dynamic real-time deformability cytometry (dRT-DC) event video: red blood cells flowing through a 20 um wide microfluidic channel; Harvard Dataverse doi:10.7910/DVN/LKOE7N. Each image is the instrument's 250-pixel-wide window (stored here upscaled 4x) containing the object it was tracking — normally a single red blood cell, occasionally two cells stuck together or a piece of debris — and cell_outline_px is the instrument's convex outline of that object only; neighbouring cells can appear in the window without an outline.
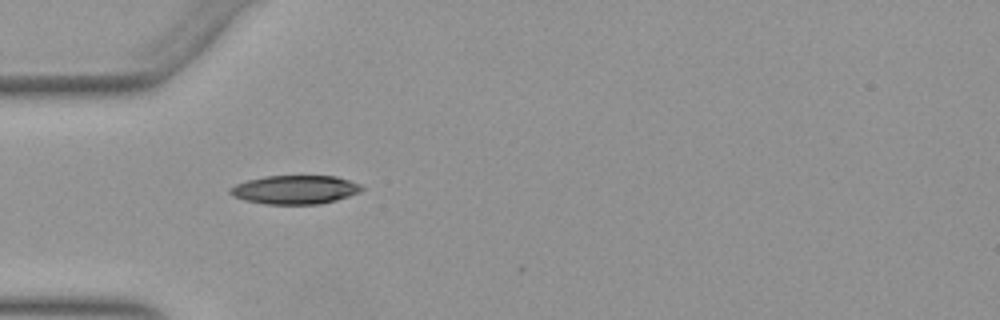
{"species": "Egyptian fruit bat (a non-hibernating species)", "species_latin": "Rousettus aegyptiacus", "temperature_condition": "warm", "stored_images_in_passage": 2, "camera_frame_rate_fps": 3000, "um_per_image_px": 0.085, "animal": {"sex": "female"}, "frame": {"image": 1, "passage_image": 1, "time_ms": 0.0, "image_size_px": [1000, 320], "cell_outline_px": [[364, 188], [360, 192], [336, 200], [320, 204], [264, 204], [244, 200], [232, 196], [228, 192], [228, 188], [236, 184], [248, 180], [264, 176], [336, 176], [360, 184]], "centroid_in_image_um": [25.05, 16.12], "position_along_channel_um": 60.0, "area_um2": 22.08}}